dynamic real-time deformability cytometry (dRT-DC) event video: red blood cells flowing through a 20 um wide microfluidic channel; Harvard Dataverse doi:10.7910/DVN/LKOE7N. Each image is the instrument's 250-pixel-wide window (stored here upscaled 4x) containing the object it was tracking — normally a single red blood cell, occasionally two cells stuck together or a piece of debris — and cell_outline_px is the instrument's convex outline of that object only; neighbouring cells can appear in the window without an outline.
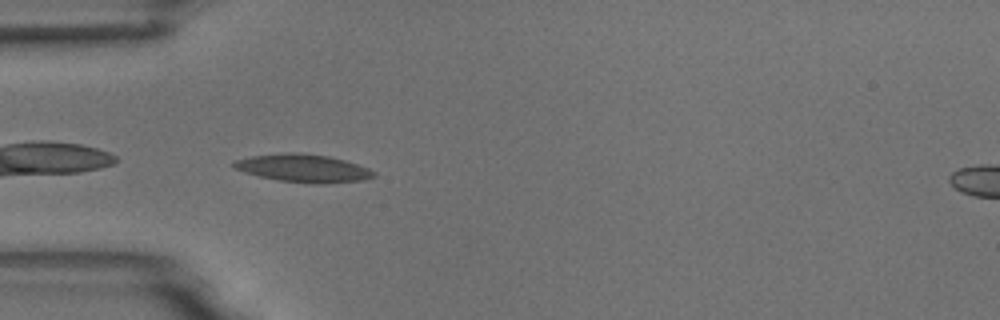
{"species": "common noctule bat (a hibernating species)", "species_latin": "Nyctalus noctula", "temperature_condition": "room temperature", "stored_images_in_passage": 39, "camera_frame_rate_fps": 3000, "um_per_image_px": 0.085, "animal": {"sex": "male", "body_mass_g": 18.8}, "frame": {"image": 1, "passage_image": 1, "time_ms": 0.0, "image_size_px": [1000, 320], "cell_outline_px": [[376, 176], [364, 180], [324, 184], [312, 184], [280, 180], [260, 176], [244, 172], [232, 168], [232, 160], [252, 156], [288, 152], [296, 152], [328, 156], [344, 160], [368, 168], [376, 172]], "centroid_in_image_um": [25.77, 14.3], "position_along_channel_um": 59.2, "area_um2": 22.83}}
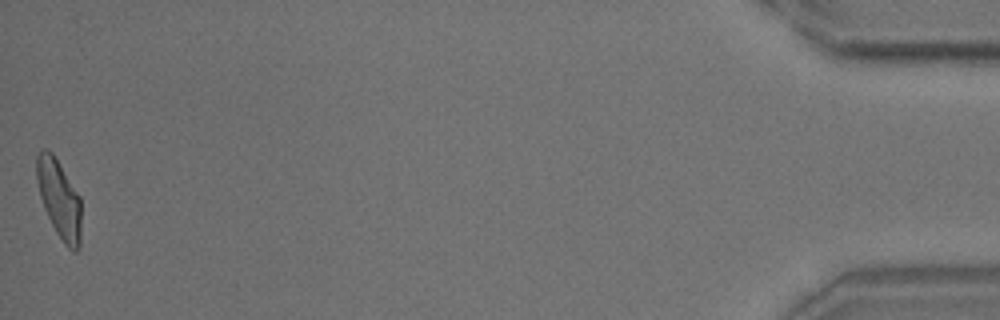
{"frame": {"image": 2, "passage_image": 39, "time_ms": 12.667, "image_size_px": [1000, 320], "cell_outline_px": [[80, 248], [76, 252], [72, 252], [64, 244], [56, 232], [44, 208], [40, 196], [36, 176], [36, 156], [44, 148], [48, 148], [52, 152], [80, 196]], "centroid_in_image_um": [5.03, 16.92], "position_along_channel_um": 430.2, "area_um2": 20.29}, "authors_computed_cell_mechanics": {"area_um2": 20.23, "velocity_mm_per_s": 3.7072, "shape_relaxation_time_tau1_ms": 4.7041, "shape_relaxation_time_tau2_ms": 1.5979, "deformation_change_tau1": 0.1731, "deformation_change_tau2": 0.0903}}